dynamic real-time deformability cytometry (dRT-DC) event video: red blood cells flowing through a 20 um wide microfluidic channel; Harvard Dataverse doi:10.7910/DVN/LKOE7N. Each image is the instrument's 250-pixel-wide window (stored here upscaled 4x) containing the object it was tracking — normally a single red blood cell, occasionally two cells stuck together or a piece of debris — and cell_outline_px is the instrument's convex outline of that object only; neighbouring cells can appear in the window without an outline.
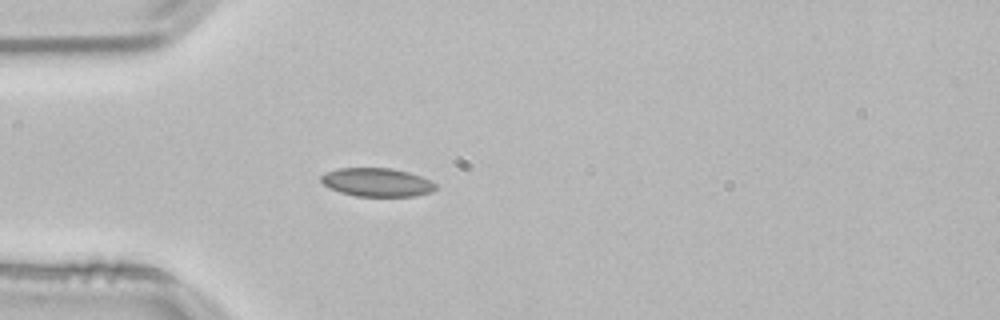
{"species": "common noctule bat (a hibernating species)", "species_latin": "Nyctalus noctula", "temperature_condition": "room temperature", "stored_images_in_passage": 18, "camera_frame_rate_fps": 3000, "um_per_image_px": 0.085, "animal": {"sex": "male", "body_mass_g": 21.5, "forearm_length_mm": 52.0}, "frame": {"image": 1, "passage_image": 1, "time_ms": 0.0, "image_size_px": [1000, 320], "cell_outline_px": [[436, 188], [432, 192], [416, 196], [356, 196], [340, 192], [324, 184], [320, 180], [320, 176], [328, 172], [340, 168], [392, 168], [408, 172], [420, 176], [436, 184]], "centroid_in_image_um": [32.06, 15.5], "position_along_channel_um": 52.9, "area_um2": 18.84}}
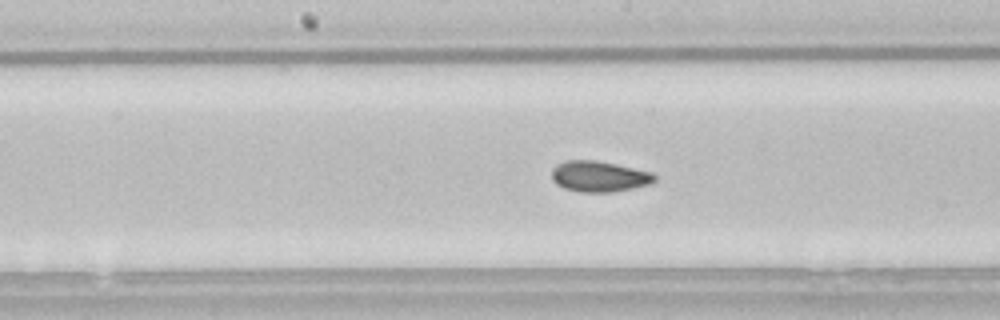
{"frame": {"image": 2, "passage_image": 13, "time_ms": 4.0, "image_size_px": [1000, 320], "cell_outline_px": [[656, 180], [648, 184], [632, 188], [612, 192], [580, 192], [564, 188], [556, 184], [552, 180], [552, 168], [556, 164], [564, 160], [596, 160], [616, 164], [652, 172], [656, 176]], "centroid_in_image_um": [50.89, 14.99], "position_along_channel_um": 197.3, "area_um2": 18.55}}
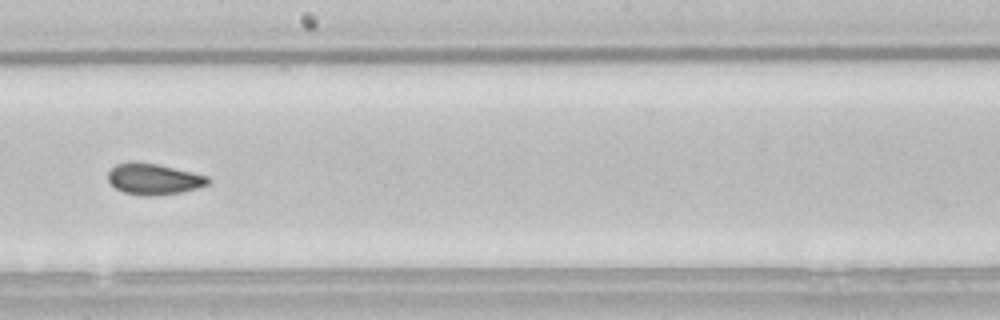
{"frame": {"image": 3, "passage_image": 16, "time_ms": 5.0, "image_size_px": [1000, 320], "cell_outline_px": [[208, 184], [196, 188], [180, 192], [152, 196], [144, 196], [124, 192], [116, 188], [108, 180], [108, 172], [116, 164], [156, 164], [192, 172], [208, 176]], "centroid_in_image_um": [13.07, 15.25], "position_along_channel_um": 235.1, "area_um2": 17.4}}